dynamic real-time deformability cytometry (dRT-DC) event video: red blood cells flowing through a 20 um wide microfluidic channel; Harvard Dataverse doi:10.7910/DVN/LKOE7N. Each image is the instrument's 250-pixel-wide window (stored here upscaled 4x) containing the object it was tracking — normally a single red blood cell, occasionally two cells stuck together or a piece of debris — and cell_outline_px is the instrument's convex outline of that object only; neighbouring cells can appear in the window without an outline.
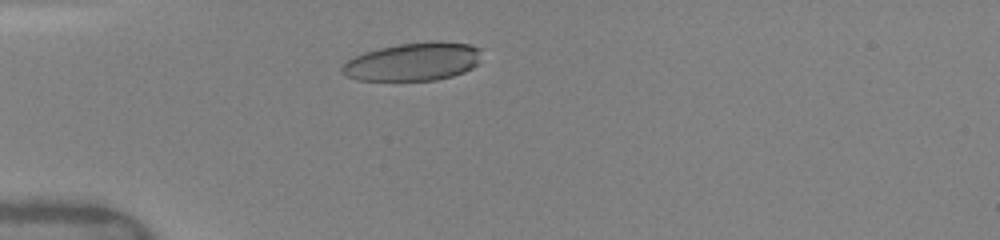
{"species": "human", "species_latin": "Homo sapiens", "temperature_condition": "warm", "stored_images_in_passage": 37, "camera_frame_rate_fps": 3000, "um_per_image_px": 0.085, "donor": {"sex": "female"}, "frame": {"image": 1, "passage_image": 5, "time_ms": 2.0, "image_size_px": [1000, 240], "cell_outline_px": [[480, 64], [464, 72], [452, 76], [436, 80], [356, 80], [340, 72], [340, 68], [348, 60], [364, 52], [380, 48], [400, 44], [432, 40], [440, 40], [468, 44], [480, 48]], "centroid_in_image_um": [35.15, 5.23], "position_along_channel_um": 49.8, "area_um2": 31.21}}
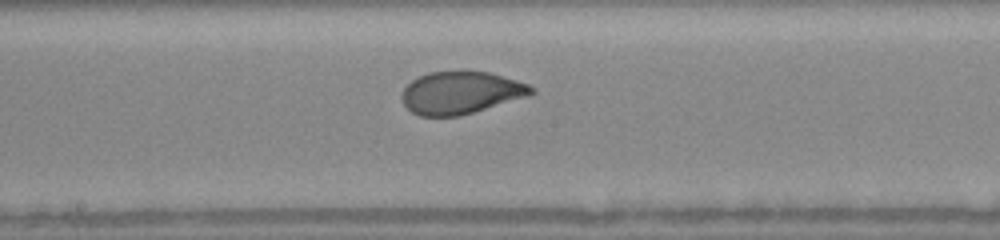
{"frame": {"image": 2, "passage_image": 15, "time_ms": 6.333, "image_size_px": [1000, 240], "cell_outline_px": [[536, 92], [528, 96], [460, 116], [420, 116], [412, 112], [404, 104], [400, 96], [404, 88], [412, 80], [428, 72], [488, 72], [516, 80], [528, 84]], "centroid_in_image_um": [39.15, 7.89], "position_along_channel_um": 209.0, "area_um2": 31.67}}
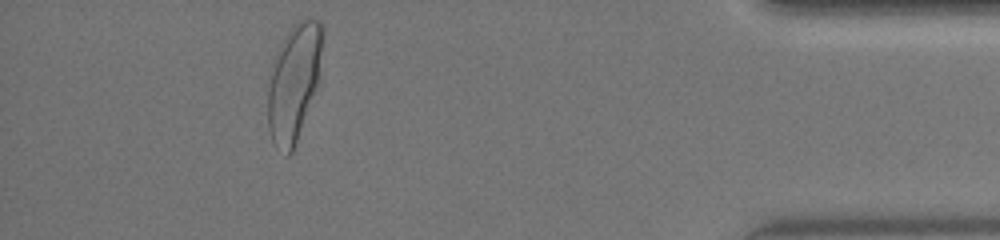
{"frame": {"image": 3, "passage_image": 34, "time_ms": 12.333, "image_size_px": [1000, 240], "cell_outline_px": [[324, 32], [320, 76], [316, 88], [296, 144], [292, 152], [288, 156], [276, 148], [272, 140], [268, 128], [268, 88], [272, 64], [280, 44], [284, 36], [292, 24], [304, 16], [308, 16], [320, 20], [324, 28]], "centroid_in_image_um": [25.01, 6.92], "position_along_channel_um": 410.2, "area_um2": 37.97}, "authors_computed_cell_mechanics": {"area_um2": 32.946, "velocity_mm_per_s": 4.0939, "shape_relaxation_time_tau1_ms": 3.8446, "shape_relaxation_time_tau2_ms": null, "deformation_change_tau1": 0.1837, "deformation_change_tau2": null}}